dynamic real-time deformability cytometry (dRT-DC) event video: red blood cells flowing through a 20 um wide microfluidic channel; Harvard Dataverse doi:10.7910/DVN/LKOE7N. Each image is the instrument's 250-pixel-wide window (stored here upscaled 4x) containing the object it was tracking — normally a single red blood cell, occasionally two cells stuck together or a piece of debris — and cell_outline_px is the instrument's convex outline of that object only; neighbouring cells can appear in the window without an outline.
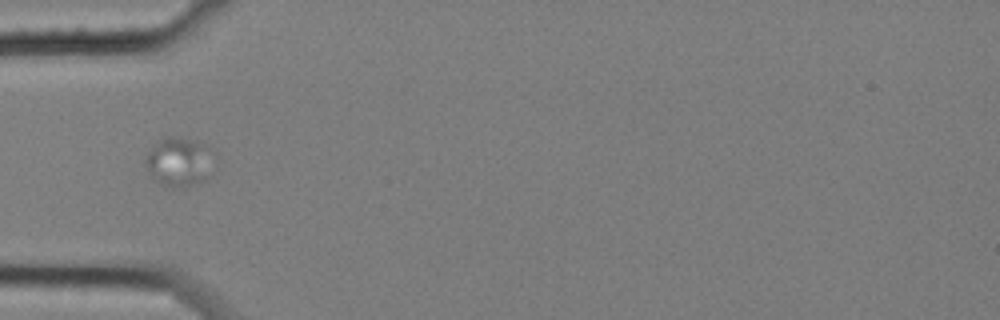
{"species": "common noctule bat (a hibernating species)", "species_latin": "Nyctalus noctula", "temperature_condition": "cold", "stored_images_in_passage": 7, "camera_frame_rate_fps": 3000, "um_per_image_px": 0.085, "animal": {"sex": "female", "body_mass_g": 25.1}, "frame": {"image": 1, "passage_image": 4, "time_ms": 1.0, "image_size_px": [1000, 320], "cell_outline_px": [[208, 176], [204, 180], [184, 188], [172, 188], [156, 180], [152, 176], [144, 164], [144, 160], [148, 152], [156, 140], [164, 136], [180, 136], [208, 144]], "centroid_in_image_um": [15.12, 13.72], "position_along_channel_um": 69.9, "area_um2": 19.31}}
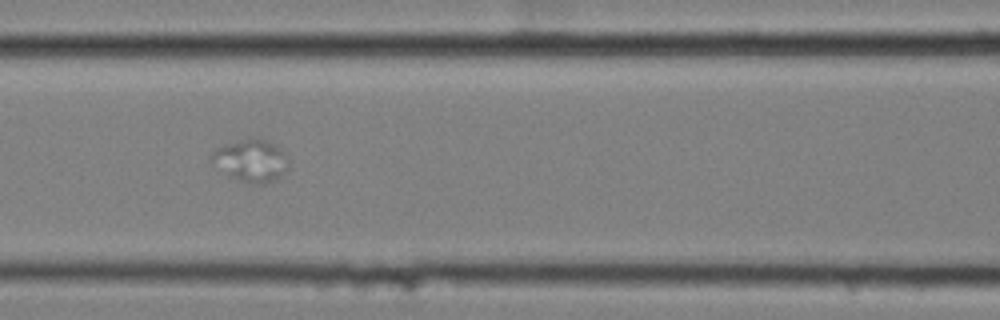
{"frame": {"image": 2, "passage_image": 6, "time_ms": 1.667, "image_size_px": [1000, 320], "cell_outline_px": [[288, 168], [276, 180], [264, 184], [252, 184], [236, 180], [228, 176], [208, 160], [208, 156], [216, 148], [224, 144], [248, 136], [260, 136], [276, 144], [288, 156]], "centroid_in_image_um": [21.31, 13.61], "position_along_channel_um": 145.3, "area_um2": 19.94}}
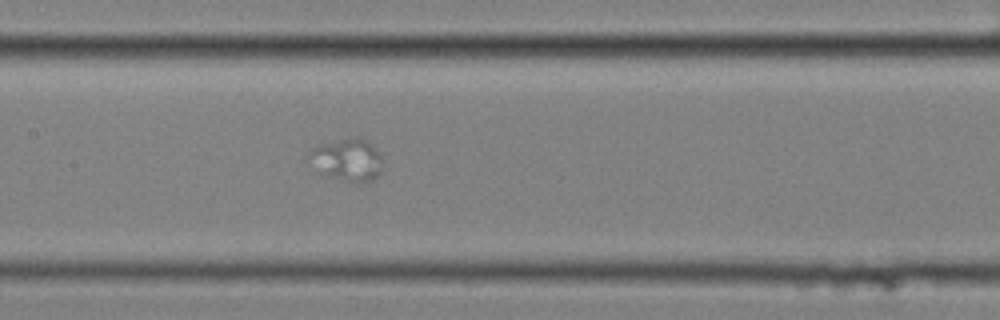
{"frame": {"image": 3, "passage_image": 7, "time_ms": 2.0, "image_size_px": [1000, 320], "cell_outline_px": [[380, 172], [372, 180], [348, 180], [320, 172], [308, 152], [312, 148], [320, 144], [348, 136], [356, 136], [368, 140], [372, 144], [380, 156]], "centroid_in_image_um": [29.54, 13.48], "position_along_channel_um": 177.9, "area_um2": 17.34}}